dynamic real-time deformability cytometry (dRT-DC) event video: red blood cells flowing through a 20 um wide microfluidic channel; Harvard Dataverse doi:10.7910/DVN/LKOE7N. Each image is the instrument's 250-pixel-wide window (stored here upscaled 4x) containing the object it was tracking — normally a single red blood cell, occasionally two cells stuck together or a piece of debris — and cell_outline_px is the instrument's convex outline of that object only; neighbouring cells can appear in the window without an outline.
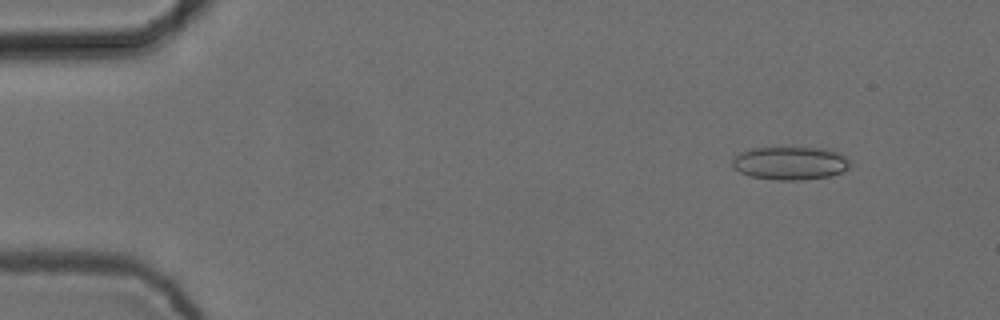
{"species": "common noctule bat (a hibernating species)", "species_latin": "Nyctalus noctula", "temperature_condition": "cold", "stored_images_in_passage": 5, "camera_frame_rate_fps": 3000, "um_per_image_px": 0.085, "animal": {"sex": "female", "body_mass_g": 24.6, "forearm_length_mm": 56.2}, "frame": {"image": 1, "passage_image": 2, "time_ms": 0.333, "image_size_px": [1000, 320], "cell_outline_px": [[848, 168], [832, 176], [800, 180], [776, 180], [748, 176], [740, 172], [732, 164], [732, 160], [740, 152], [752, 148], [792, 144], [828, 148], [840, 152], [848, 160]], "centroid_in_image_um": [67.17, 13.8], "position_along_channel_um": 17.8, "area_um2": 23.81}}